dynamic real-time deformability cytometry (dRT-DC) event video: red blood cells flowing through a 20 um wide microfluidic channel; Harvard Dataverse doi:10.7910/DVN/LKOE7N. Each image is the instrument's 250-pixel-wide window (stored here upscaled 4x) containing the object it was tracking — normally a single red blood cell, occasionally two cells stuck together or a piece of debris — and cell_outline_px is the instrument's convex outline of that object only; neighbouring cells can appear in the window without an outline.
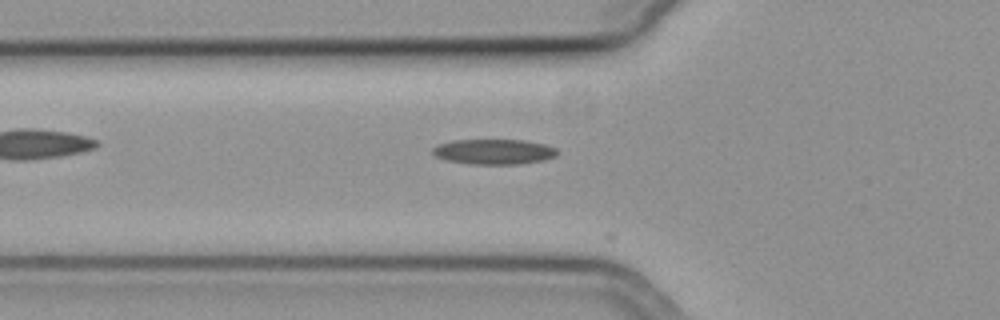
{"species": "common noctule bat (a hibernating species)", "species_latin": "Nyctalus noctula", "temperature_condition": "cold", "stored_images_in_passage": 39, "camera_frame_rate_fps": 3000, "um_per_image_px": 0.085, "animal": {"sex": "female", "body_mass_g": 19.3, "forearm_length_mm": 54.1}, "frame": {"image": 1, "passage_image": 3, "time_ms": 0.667, "image_size_px": [1000, 320], "cell_outline_px": [[556, 156], [544, 160], [520, 164], [468, 164], [444, 160], [436, 156], [432, 152], [432, 148], [440, 144], [452, 140], [524, 140], [544, 144], [556, 148]], "centroid_in_image_um": [41.96, 12.9], "position_along_channel_um": 83.8, "area_um2": 18.32}}
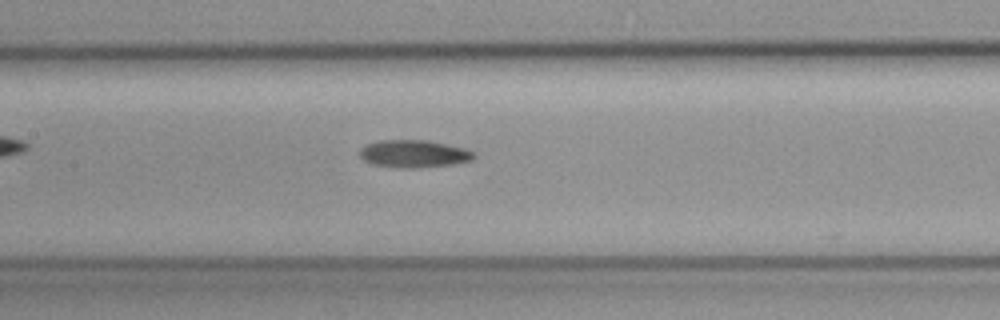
{"frame": {"image": 2, "passage_image": 10, "time_ms": 3.0, "image_size_px": [1000, 320], "cell_outline_px": [[476, 156], [472, 160], [456, 164], [416, 168], [400, 168], [372, 164], [364, 160], [360, 156], [360, 148], [368, 144], [380, 140], [428, 140], [464, 148], [476, 152]], "centroid_in_image_um": [35.21, 13.07], "position_along_channel_um": 172.2, "area_um2": 18.44}}
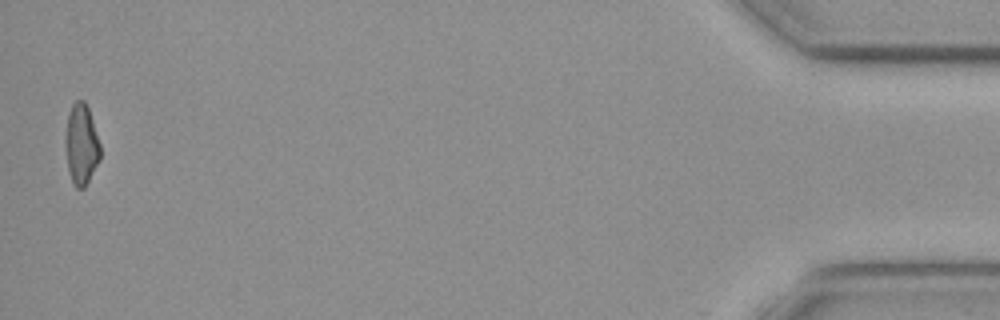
{"frame": {"image": 3, "passage_image": 38, "time_ms": 12.333, "image_size_px": [1000, 320], "cell_outline_px": [[100, 160], [84, 188], [76, 188], [72, 184], [68, 168], [64, 140], [68, 112], [72, 104], [76, 100], [84, 100], [88, 108], [100, 144]], "centroid_in_image_um": [6.89, 12.28], "position_along_channel_um": 428.3, "area_um2": 16.47}}